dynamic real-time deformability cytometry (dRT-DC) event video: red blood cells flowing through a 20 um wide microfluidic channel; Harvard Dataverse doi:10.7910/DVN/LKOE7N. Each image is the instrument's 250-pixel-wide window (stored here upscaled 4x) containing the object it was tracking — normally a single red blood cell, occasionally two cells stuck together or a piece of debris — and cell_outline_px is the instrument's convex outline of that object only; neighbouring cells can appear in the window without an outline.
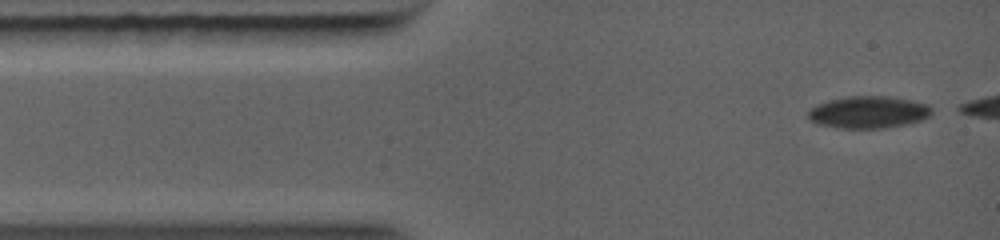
{"species": "common noctule bat (a hibernating species)", "species_latin": "Nyctalus noctula", "temperature_condition": "warm", "stored_images_in_passage": 15, "camera_frame_rate_fps": 5000, "um_per_image_px": 0.085, "animal": {"sex": "female", "body_mass_g": 19.0, "forearm_length_mm": 56.7}, "frame": {"image": 1, "passage_image": 1, "time_ms": 0.0, "image_size_px": [1000, 240], "cell_outline_px": [[932, 112], [928, 116], [920, 120], [908, 124], [876, 128], [848, 128], [824, 124], [812, 120], [808, 116], [808, 108], [816, 104], [828, 100], [848, 96], [884, 96], [912, 100], [928, 104], [932, 108]], "centroid_in_image_um": [73.84, 9.51], "position_along_channel_um": 11.2, "area_um2": 22.77}}
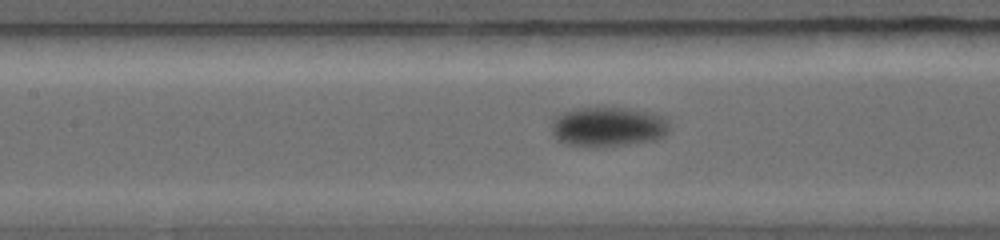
{"frame": {"image": 2, "passage_image": 10, "time_ms": 4.4, "image_size_px": [1000, 240], "cell_outline_px": [[664, 132], [652, 136], [624, 140], [572, 140], [560, 136], [552, 128], [556, 120], [564, 112], [580, 108], [620, 108], [644, 112], [656, 116], [664, 120]], "centroid_in_image_um": [51.63, 10.58], "position_along_channel_um": 155.8, "area_um2": 21.73}}
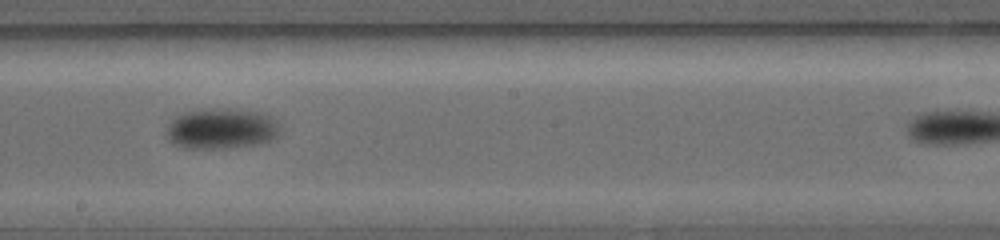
{"frame": {"image": 3, "passage_image": 13, "time_ms": 6.0, "image_size_px": [1000, 240], "cell_outline_px": [[272, 124], [268, 132], [264, 136], [252, 140], [180, 140], [172, 136], [172, 120], [180, 116], [200, 108], [228, 108], [256, 112], [268, 116]], "centroid_in_image_um": [18.76, 10.63], "position_along_channel_um": 229.4, "area_um2": 19.88}}